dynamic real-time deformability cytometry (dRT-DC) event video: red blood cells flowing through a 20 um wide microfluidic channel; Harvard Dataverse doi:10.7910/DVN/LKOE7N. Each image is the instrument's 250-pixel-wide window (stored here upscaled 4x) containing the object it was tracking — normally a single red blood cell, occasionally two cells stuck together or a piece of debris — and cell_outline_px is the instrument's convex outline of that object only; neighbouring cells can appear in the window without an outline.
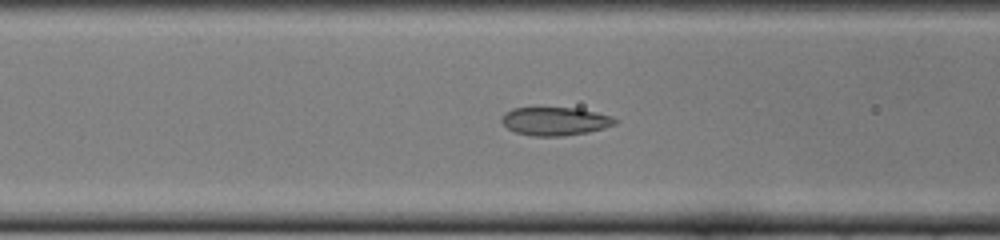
{"species": "common noctule bat (a hibernating species)", "species_latin": "Nyctalus noctula", "temperature_condition": "cold", "stored_images_in_passage": 33, "camera_frame_rate_fps": 3000, "um_per_image_px": 0.085, "animal": {"sex": "female", "body_mass_g": 22.0, "forearm_length_mm": 56.7}, "frame": {"image": 1, "passage_image": 6, "time_ms": 1.667, "image_size_px": [1000, 240], "cell_outline_px": [[616, 124], [604, 128], [588, 132], [560, 136], [532, 136], [516, 132], [508, 128], [500, 120], [504, 112], [512, 108], [576, 108], [596, 112], [612, 116], [616, 120]], "centroid_in_image_um": [47.17, 10.3], "position_along_channel_um": 119.4, "area_um2": 18.61}}
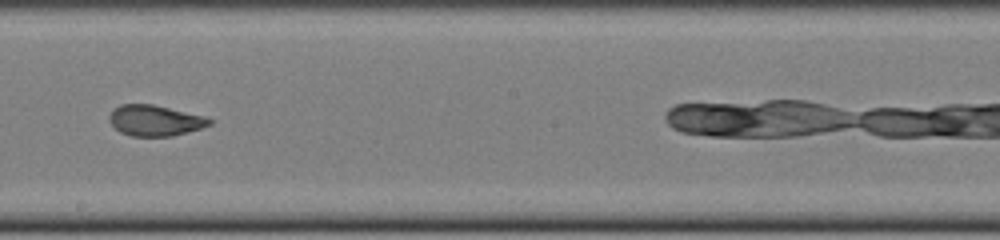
{"frame": {"image": 2, "passage_image": 15, "time_ms": 4.667, "image_size_px": [1000, 240], "cell_outline_px": [[212, 124], [200, 128], [172, 136], [132, 136], [120, 132], [108, 120], [108, 116], [112, 108], [120, 104], [152, 104], [204, 116], [212, 120]], "centroid_in_image_um": [13.13, 10.23], "position_along_channel_um": 235.1, "area_um2": 17.92}}
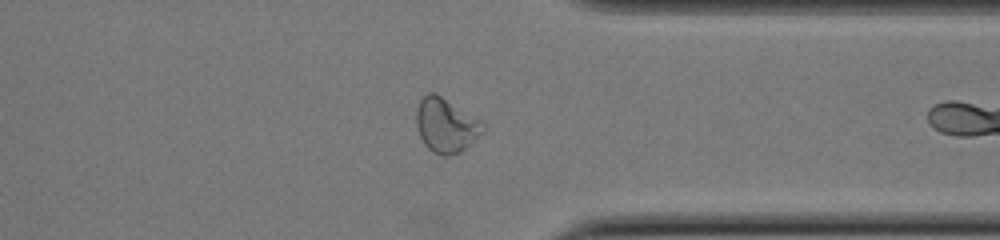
{"frame": {"image": 3, "passage_image": 26, "time_ms": 8.333, "image_size_px": [1000, 240], "cell_outline_px": [[484, 132], [460, 152], [448, 156], [440, 156], [432, 152], [424, 144], [420, 136], [416, 124], [416, 108], [420, 100], [428, 92], [436, 92], [480, 120], [484, 124]], "centroid_in_image_um": [37.89, 10.65], "position_along_channel_um": 373.5, "area_um2": 21.15}, "authors_computed_cell_mechanics": {"area_um2": 18.6694, "velocity_mm_per_s": 3.8578, "shape_relaxation_time_tau1_ms": 6.7265, "shape_relaxation_time_tau2_ms": 1.1579, "deformation_change_tau1": 0.1441, "deformation_change_tau2": 0.058}}